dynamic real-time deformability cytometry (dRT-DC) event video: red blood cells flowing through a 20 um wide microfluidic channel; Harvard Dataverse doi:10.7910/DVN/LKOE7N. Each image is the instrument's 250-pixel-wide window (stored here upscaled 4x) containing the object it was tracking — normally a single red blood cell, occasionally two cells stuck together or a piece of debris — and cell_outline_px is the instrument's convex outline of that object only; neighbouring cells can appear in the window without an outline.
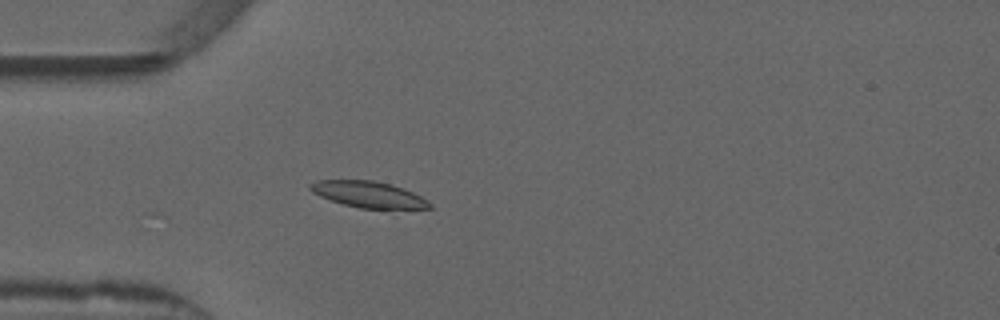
{"species": "common noctule bat (a hibernating species)", "species_latin": "Nyctalus noctula", "temperature_condition": "warm", "stored_images_in_passage": 26, "camera_frame_rate_fps": 3000, "um_per_image_px": 0.085, "animal": {"sex": "male", "forearm_length_mm": 52.5}, "frame": {"image": 1, "passage_image": 15, "time_ms": 4.667, "image_size_px": [1000, 320], "cell_outline_px": [[432, 208], [360, 208], [344, 204], [320, 196], [312, 192], [308, 188], [308, 184], [320, 180], [372, 180], [392, 184], [404, 188], [428, 200], [432, 204]], "centroid_in_image_um": [31.32, 16.51], "position_along_channel_um": 53.7, "area_um2": 18.09}}
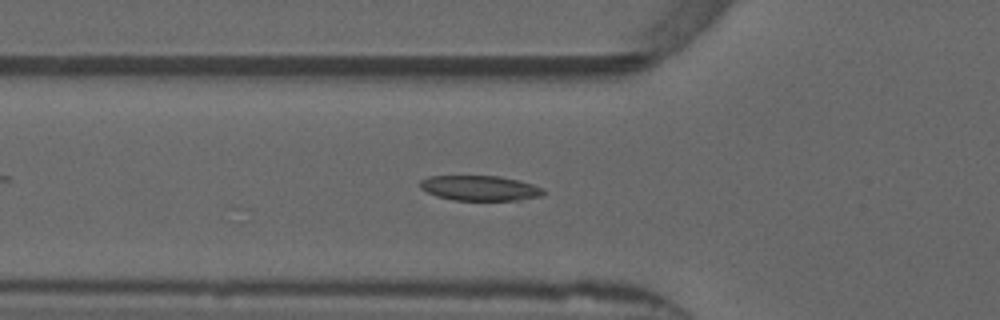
{"frame": {"image": 2, "passage_image": 18, "time_ms": 5.667, "image_size_px": [1000, 320], "cell_outline_px": [[544, 192], [540, 196], [520, 200], [452, 200], [436, 196], [420, 188], [420, 180], [428, 176], [496, 176], [520, 180], [544, 188]], "centroid_in_image_um": [40.78, 15.99], "position_along_channel_um": 85.0, "area_um2": 18.03}}
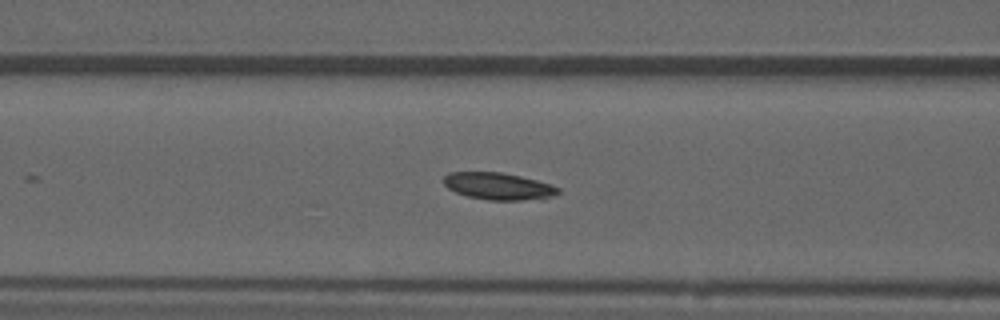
{"frame": {"image": 3, "passage_image": 21, "time_ms": 6.667, "image_size_px": [1000, 320], "cell_outline_px": [[560, 192], [552, 196], [540, 200], [488, 200], [468, 196], [456, 192], [448, 188], [444, 184], [444, 176], [448, 172], [500, 172], [520, 176], [552, 184], [560, 188]], "centroid_in_image_um": [42.4, 15.83], "position_along_channel_um": 124.2, "area_um2": 18.15}}